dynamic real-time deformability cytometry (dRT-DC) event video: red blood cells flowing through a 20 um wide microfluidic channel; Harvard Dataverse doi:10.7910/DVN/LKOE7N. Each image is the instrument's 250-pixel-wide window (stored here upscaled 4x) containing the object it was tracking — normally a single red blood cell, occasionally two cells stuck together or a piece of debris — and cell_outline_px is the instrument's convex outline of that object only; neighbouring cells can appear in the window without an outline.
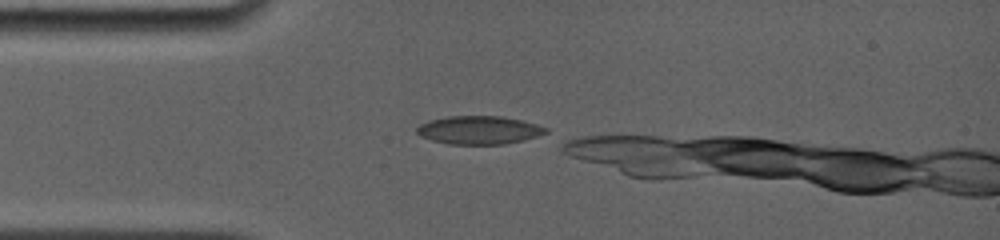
{"species": "common noctule bat (a hibernating species)", "species_latin": "Nyctalus noctula", "temperature_condition": "room temperature", "stored_images_in_passage": 18, "camera_frame_rate_fps": 4000, "um_per_image_px": 0.085, "animal": {"sex": "female", "body_mass_g": 19.0, "forearm_length_mm": 56.7}, "frame": {"image": 1, "passage_image": 1, "time_ms": 0.0, "image_size_px": [1000, 240], "cell_outline_px": [[548, 132], [524, 140], [504, 144], [448, 144], [432, 140], [420, 136], [416, 132], [416, 128], [420, 124], [428, 120], [448, 116], [500, 116], [520, 120], [536, 124], [548, 128]], "centroid_in_image_um": [40.69, 11.05], "position_along_channel_um": 44.3, "area_um2": 21.21}}
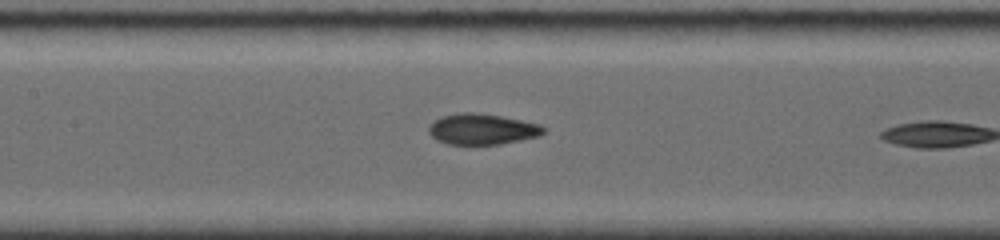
{"frame": {"image": 2, "passage_image": 8, "time_ms": 3.5, "image_size_px": [1000, 240], "cell_outline_px": [[548, 128], [540, 136], [500, 144], [448, 144], [436, 140], [428, 132], [428, 128], [440, 116], [464, 112], [476, 112], [500, 116], [540, 124]], "centroid_in_image_um": [41.0, 10.98], "position_along_channel_um": 166.4, "area_um2": 20.58}}
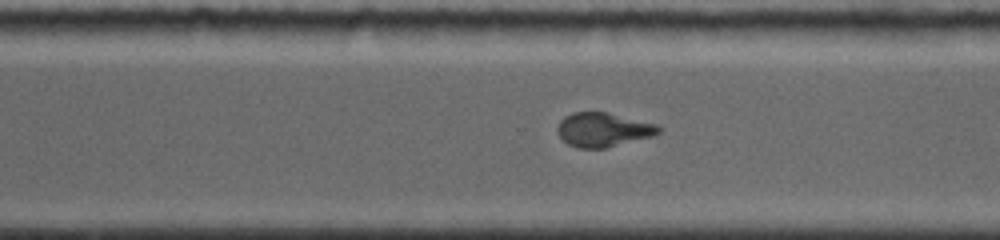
{"frame": {"image": 3, "passage_image": 16, "time_ms": 7.5, "image_size_px": [1000, 240], "cell_outline_px": [[664, 128], [660, 132], [652, 136], [604, 148], [576, 148], [568, 144], [560, 136], [556, 128], [560, 120], [564, 116], [572, 112], [608, 112], [656, 124]], "centroid_in_image_um": [51.26, 11.01], "position_along_channel_um": 319.3, "area_um2": 20.11}}